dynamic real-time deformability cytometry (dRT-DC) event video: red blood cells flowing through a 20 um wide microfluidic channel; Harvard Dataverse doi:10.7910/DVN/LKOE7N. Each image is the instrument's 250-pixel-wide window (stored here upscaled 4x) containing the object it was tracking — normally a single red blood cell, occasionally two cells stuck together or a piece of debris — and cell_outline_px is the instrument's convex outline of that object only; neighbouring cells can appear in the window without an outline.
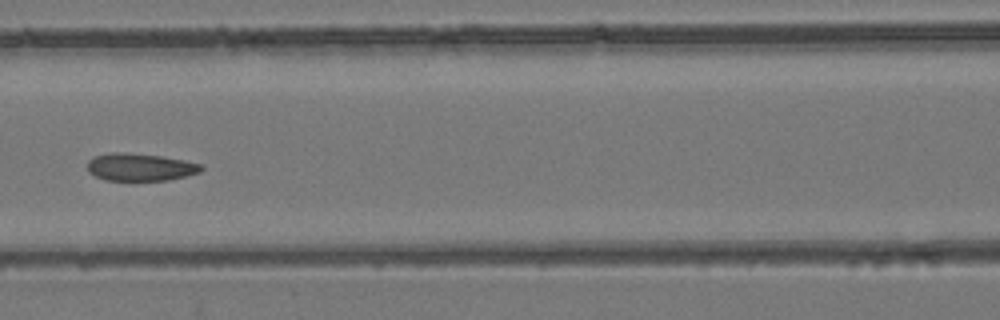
{"species": "common noctule bat (a hibernating species)", "species_latin": "Nyctalus noctula", "temperature_condition": "room temperature", "stored_images_in_passage": 8, "camera_frame_rate_fps": 3000, "um_per_image_px": 0.085, "animal": {"sex": "female", "body_mass_g": 24.6, "forearm_length_mm": 56.2}, "frame": {"image": 1, "passage_image": 7, "time_ms": 2.0, "image_size_px": [1000, 320], "cell_outline_px": [[204, 168], [200, 172], [168, 180], [104, 180], [88, 172], [88, 160], [96, 156], [108, 152], [124, 152], [160, 156], [184, 160], [204, 164]], "centroid_in_image_um": [11.92, 14.2], "position_along_channel_um": 154.7, "area_um2": 18.26}}
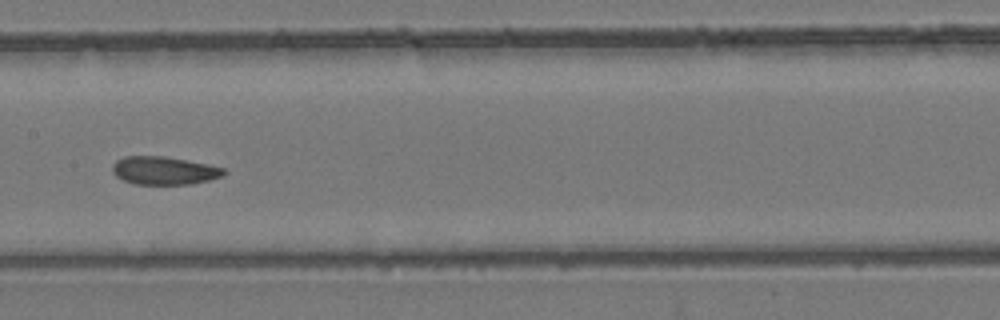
{"frame": {"image": 2, "passage_image": 8, "time_ms": 2.333, "image_size_px": [1000, 320], "cell_outline_px": [[228, 172], [224, 176], [208, 180], [188, 184], [136, 184], [124, 180], [116, 176], [112, 172], [112, 164], [116, 160], [124, 156], [164, 156], [208, 164], [224, 168]], "centroid_in_image_um": [13.95, 14.49], "position_along_channel_um": 193.4, "area_um2": 18.26}}